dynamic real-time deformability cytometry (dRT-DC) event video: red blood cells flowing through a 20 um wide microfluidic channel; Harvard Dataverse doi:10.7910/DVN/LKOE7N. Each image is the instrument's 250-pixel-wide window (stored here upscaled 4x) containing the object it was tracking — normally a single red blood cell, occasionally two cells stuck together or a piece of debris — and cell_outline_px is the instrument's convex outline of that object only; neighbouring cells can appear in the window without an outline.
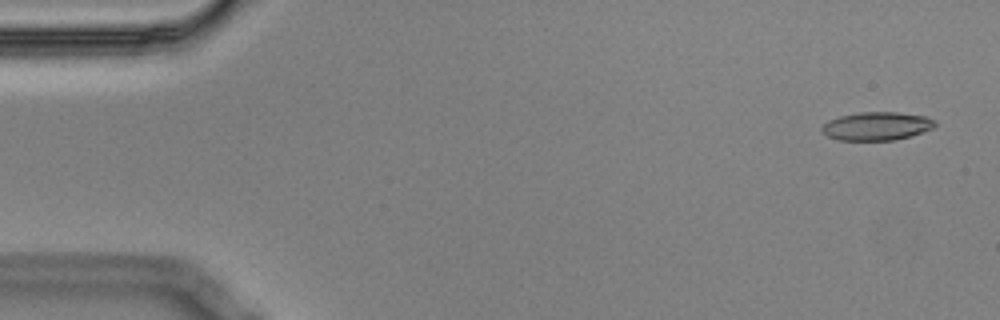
{"species": "Egyptian fruit bat (a non-hibernating species)", "species_latin": "Rousettus aegyptiacus", "temperature_condition": "cold", "stored_images_in_passage": 3, "camera_frame_rate_fps": 3000, "um_per_image_px": 0.085, "animal": {"sex": "male"}, "frame": {"image": 1, "passage_image": 1, "time_ms": 0.0, "image_size_px": [1000, 320], "cell_outline_px": [[936, 124], [932, 128], [908, 136], [892, 140], [840, 140], [828, 136], [820, 132], [820, 128], [828, 120], [840, 116], [860, 112], [896, 112], [924, 116], [936, 120]], "centroid_in_image_um": [74.47, 10.71], "position_along_channel_um": 10.5, "area_um2": 18.5}}
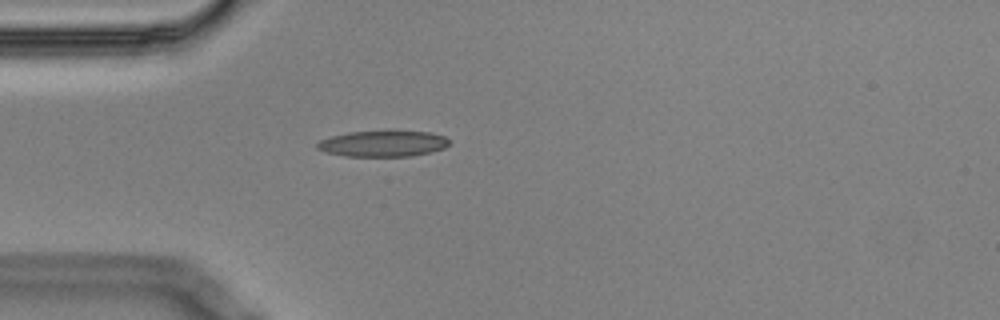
{"frame": {"image": 2, "passage_image": 3, "time_ms": 0.667, "image_size_px": [1000, 320], "cell_outline_px": [[448, 144], [444, 148], [412, 156], [344, 156], [324, 152], [316, 148], [316, 144], [320, 140], [332, 136], [348, 132], [388, 128], [428, 132], [444, 136], [448, 140]], "centroid_in_image_um": [32.52, 12.16], "position_along_channel_um": 52.5, "area_um2": 20.75}}